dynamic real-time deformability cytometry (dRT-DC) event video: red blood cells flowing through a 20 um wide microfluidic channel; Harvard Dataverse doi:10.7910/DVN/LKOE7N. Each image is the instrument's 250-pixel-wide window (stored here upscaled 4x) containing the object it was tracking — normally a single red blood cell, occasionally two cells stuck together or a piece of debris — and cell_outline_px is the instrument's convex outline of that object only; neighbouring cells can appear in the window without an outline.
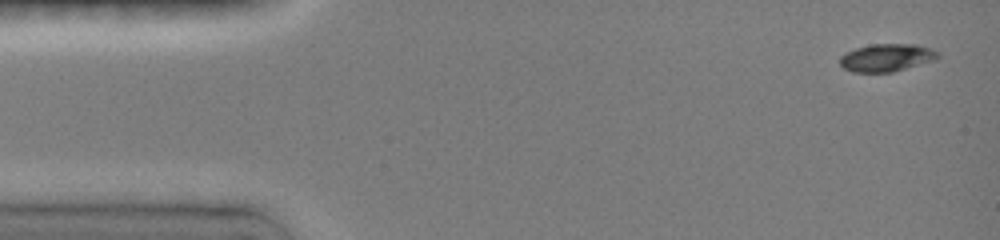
{"species": "common noctule bat (a hibernating species)", "species_latin": "Nyctalus noctula", "temperature_condition": "room temperature", "stored_images_in_passage": 12, "camera_frame_rate_fps": 3000, "um_per_image_px": 0.085, "animal": {"sex": "female", "body_mass_g": 19.0, "forearm_length_mm": 51.5}, "frame": {"image": 1, "passage_image": 1, "time_ms": 0.0, "image_size_px": [1000, 240], "cell_outline_px": [[940, 56], [936, 60], [892, 72], [852, 72], [844, 68], [840, 64], [840, 56], [844, 52], [856, 48], [872, 44], [916, 44], [932, 48], [940, 52]], "centroid_in_image_um": [75.39, 4.89], "position_along_channel_um": 9.6, "area_um2": 16.01}}
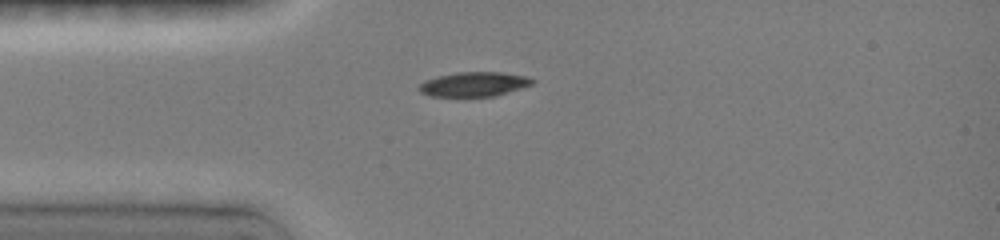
{"frame": {"image": 2, "passage_image": 6, "time_ms": 3.333, "image_size_px": [1000, 240], "cell_outline_px": [[536, 80], [532, 84], [496, 96], [432, 96], [420, 92], [416, 88], [420, 84], [428, 80], [440, 76], [460, 72], [500, 72], [524, 76]], "centroid_in_image_um": [40.29, 7.16], "position_along_channel_um": 44.7, "area_um2": 15.84}}
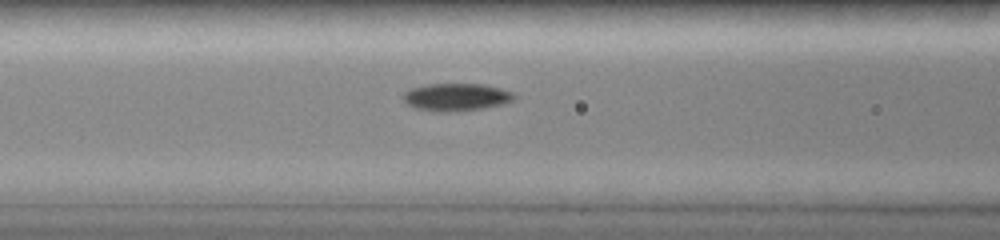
{"frame": {"image": 3, "passage_image": 10, "time_ms": 5.667, "image_size_px": [1000, 240], "cell_outline_px": [[516, 96], [512, 100], [504, 104], [480, 108], [452, 112], [436, 112], [416, 108], [408, 104], [404, 100], [404, 92], [412, 88], [428, 84], [480, 84], [512, 92]], "centroid_in_image_um": [38.75, 8.26], "position_along_channel_um": 127.8, "area_um2": 17.51}}